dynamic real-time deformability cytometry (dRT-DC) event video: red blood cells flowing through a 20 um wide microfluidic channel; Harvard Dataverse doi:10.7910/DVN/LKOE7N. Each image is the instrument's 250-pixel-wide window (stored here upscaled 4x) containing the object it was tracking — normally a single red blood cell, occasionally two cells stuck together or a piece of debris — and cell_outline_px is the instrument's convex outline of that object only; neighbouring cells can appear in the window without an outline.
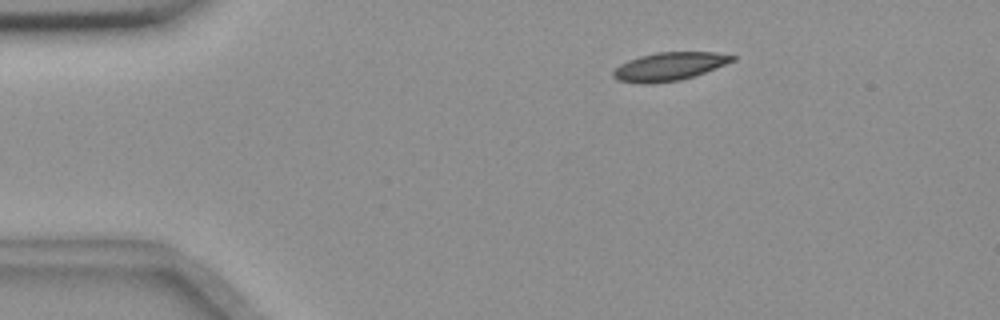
{"species": "common noctule bat (a hibernating species)", "species_latin": "Nyctalus noctula", "temperature_condition": "room temperature", "stored_images_in_passage": 3, "camera_frame_rate_fps": 3000, "um_per_image_px": 0.085, "animal": {"sex": "female", "body_mass_g": 18.4}, "frame": {"image": 1, "passage_image": 1, "time_ms": 0.0, "image_size_px": [1000, 320], "cell_outline_px": [[736, 60], [704, 72], [680, 80], [652, 84], [640, 84], [616, 80], [612, 76], [612, 72], [620, 64], [628, 60], [640, 56], [656, 52], [716, 52], [736, 56]], "centroid_in_image_um": [56.85, 5.65], "position_along_channel_um": 28.2, "area_um2": 19.65}}